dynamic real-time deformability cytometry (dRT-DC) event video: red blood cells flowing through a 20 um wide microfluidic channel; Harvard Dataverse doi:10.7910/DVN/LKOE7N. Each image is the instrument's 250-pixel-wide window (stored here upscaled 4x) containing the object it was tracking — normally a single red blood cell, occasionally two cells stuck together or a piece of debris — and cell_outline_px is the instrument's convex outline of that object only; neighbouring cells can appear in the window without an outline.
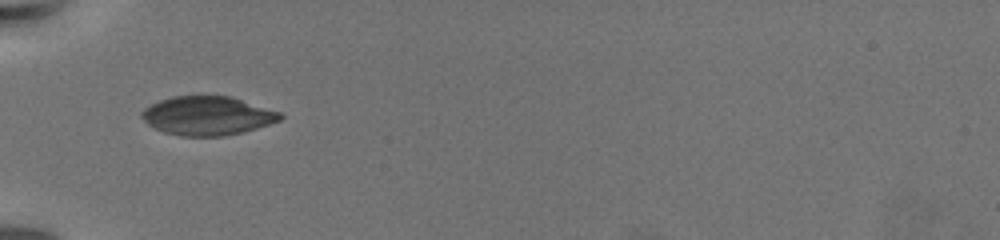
{"species": "common noctule bat (a hibernating species)", "species_latin": "Nyctalus noctula", "temperature_condition": "warm", "stored_images_in_passage": 3, "camera_frame_rate_fps": 3000, "um_per_image_px": 0.085, "animal": {"sex": "female", "body_mass_g": 19.5, "forearm_length_mm": 54.1}, "frame": {"image": 1, "passage_image": 1, "time_ms": 0.0, "image_size_px": [1000, 240], "cell_outline_px": [[284, 116], [280, 120], [244, 132], [224, 136], [180, 136], [164, 132], [148, 124], [140, 116], [140, 112], [144, 108], [160, 100], [172, 96], [196, 92], [232, 96], [280, 112]], "centroid_in_image_um": [17.61, 9.79], "position_along_channel_um": 67.4, "area_um2": 32.19}}
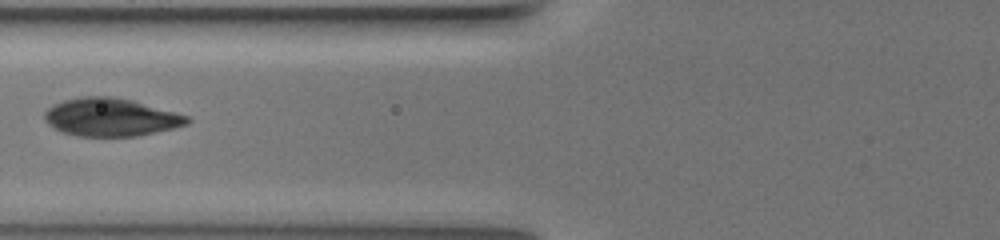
{"frame": {"image": 2, "passage_image": 3, "time_ms": 1.667, "image_size_px": [1000, 240], "cell_outline_px": [[192, 120], [188, 124], [172, 128], [136, 136], [76, 136], [64, 132], [56, 128], [44, 120], [44, 112], [52, 104], [64, 100], [80, 96], [108, 96], [132, 100], [188, 116]], "centroid_in_image_um": [9.39, 9.95], "position_along_channel_um": 116.4, "area_um2": 31.33}}